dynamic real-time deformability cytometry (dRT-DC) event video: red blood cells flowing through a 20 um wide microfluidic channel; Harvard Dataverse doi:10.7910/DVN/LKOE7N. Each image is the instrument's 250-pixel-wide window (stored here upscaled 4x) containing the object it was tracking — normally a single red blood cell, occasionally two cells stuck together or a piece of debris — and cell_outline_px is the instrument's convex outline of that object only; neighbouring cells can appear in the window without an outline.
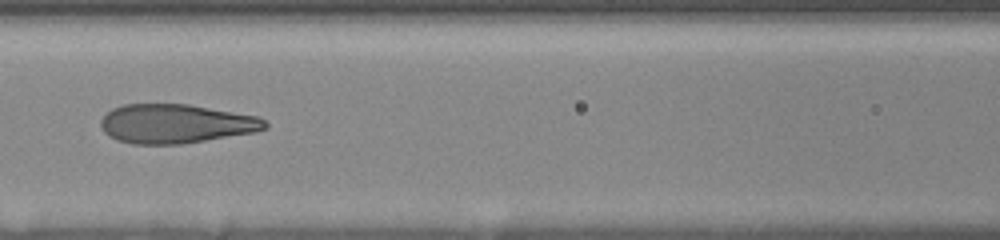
{"species": "human", "species_latin": "Homo sapiens", "temperature_condition": "room temperature", "stored_images_in_passage": 12, "camera_frame_rate_fps": 3000, "um_per_image_px": 0.085, "donor": {"sex": "female"}, "frame": {"image": 1, "passage_image": 9, "time_ms": 7.667, "image_size_px": [1000, 240], "cell_outline_px": [[268, 128], [256, 132], [180, 144], [132, 144], [116, 140], [108, 136], [104, 132], [100, 124], [100, 120], [112, 108], [124, 104], [188, 104], [260, 116], [268, 124]], "centroid_in_image_um": [14.95, 10.51], "position_along_channel_um": 151.6, "area_um2": 37.63}}
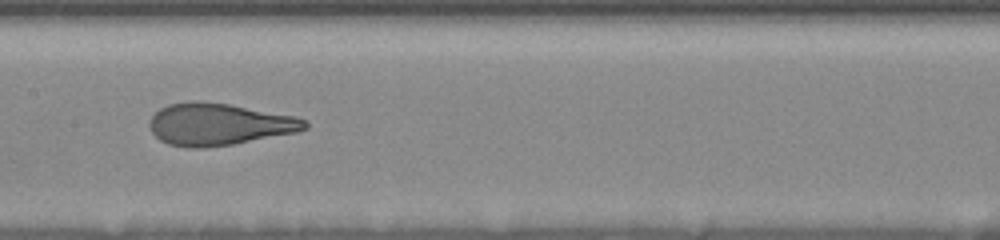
{"frame": {"image": 2, "passage_image": 10, "time_ms": 8.667, "image_size_px": [1000, 240], "cell_outline_px": [[308, 128], [296, 132], [232, 144], [204, 148], [184, 148], [168, 144], [160, 140], [152, 132], [148, 124], [148, 120], [160, 108], [168, 104], [192, 100], [196, 100], [228, 104], [296, 116], [304, 120], [308, 124]], "centroid_in_image_um": [18.56, 10.56], "position_along_channel_um": 188.8, "area_um2": 38.09}}
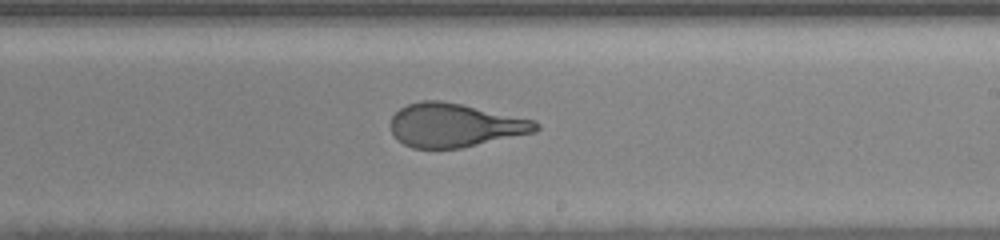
{"frame": {"image": 3, "passage_image": 12, "time_ms": 10.333, "image_size_px": [1000, 240], "cell_outline_px": [[540, 128], [536, 132], [460, 148], [412, 148], [404, 144], [392, 132], [392, 116], [400, 108], [408, 104], [420, 100], [440, 100], [460, 104], [536, 120], [540, 124]], "centroid_in_image_um": [38.69, 10.64], "position_along_channel_um": 250.3, "area_um2": 36.7}}